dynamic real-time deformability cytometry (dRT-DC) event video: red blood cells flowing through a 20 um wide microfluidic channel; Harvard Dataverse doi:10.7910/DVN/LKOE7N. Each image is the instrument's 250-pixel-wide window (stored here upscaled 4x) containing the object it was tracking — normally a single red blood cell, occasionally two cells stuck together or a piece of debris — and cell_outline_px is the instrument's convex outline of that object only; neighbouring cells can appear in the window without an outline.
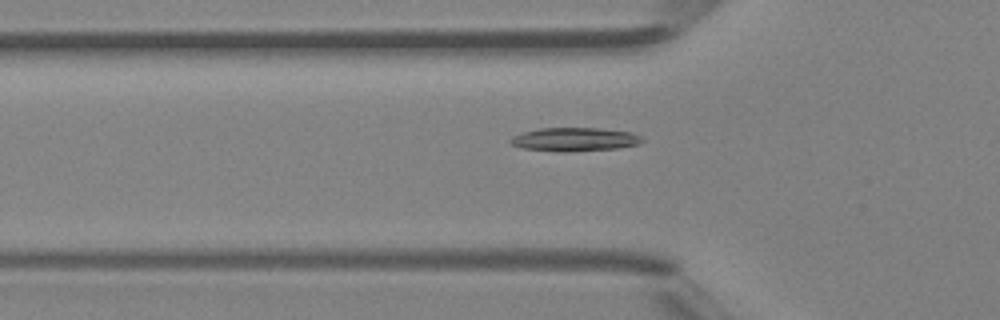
{"species": "Egyptian fruit bat (a non-hibernating species)", "species_latin": "Rousettus aegyptiacus", "temperature_condition": "room temperature", "stored_images_in_passage": 44, "camera_frame_rate_fps": 3000, "um_per_image_px": 0.085, "animal": {"sex": "female"}, "frame": {"image": 1, "passage_image": 16, "time_ms": 5.0, "image_size_px": [1000, 320], "cell_outline_px": [[644, 140], [640, 144], [616, 148], [564, 152], [560, 152], [524, 148], [512, 144], [508, 140], [512, 136], [524, 132], [540, 128], [600, 128], [632, 132], [640, 136]], "centroid_in_image_um": [48.86, 11.84], "position_along_channel_um": 76.9, "area_um2": 18.03}}
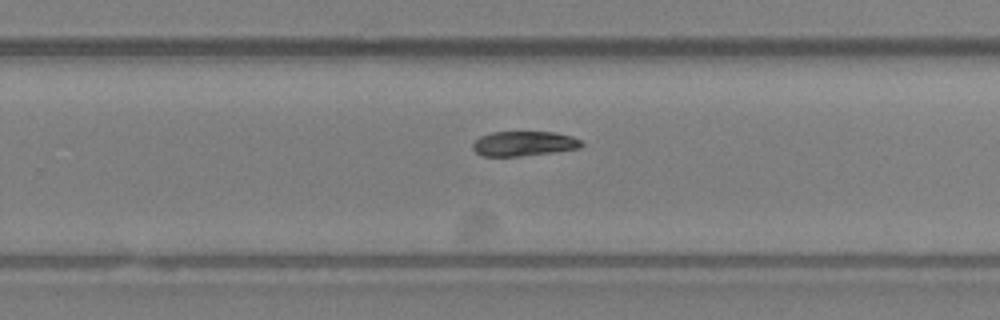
{"frame": {"image": 2, "passage_image": 30, "time_ms": 9.667, "image_size_px": [1000, 320], "cell_outline_px": [[584, 144], [580, 148], [552, 152], [520, 156], [480, 156], [472, 148], [472, 144], [480, 136], [492, 132], [556, 132], [572, 136], [580, 140]], "centroid_in_image_um": [44.52, 12.2], "position_along_channel_um": 285.3, "area_um2": 15.72}}
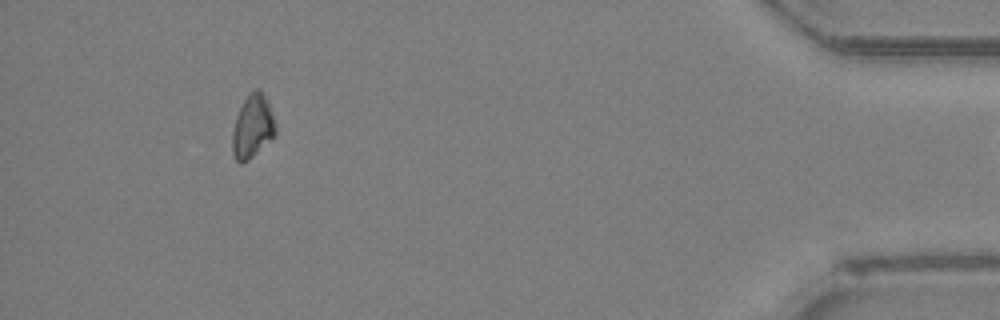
{"frame": {"image": 3, "passage_image": 43, "time_ms": 14.0, "image_size_px": [1000, 320], "cell_outline_px": [[276, 136], [248, 160], [240, 164], [236, 160], [232, 152], [232, 132], [236, 116], [248, 92], [252, 88], [260, 88], [268, 100], [276, 124]], "centroid_in_image_um": [21.48, 10.72], "position_along_channel_um": 413.7, "area_um2": 16.3}}